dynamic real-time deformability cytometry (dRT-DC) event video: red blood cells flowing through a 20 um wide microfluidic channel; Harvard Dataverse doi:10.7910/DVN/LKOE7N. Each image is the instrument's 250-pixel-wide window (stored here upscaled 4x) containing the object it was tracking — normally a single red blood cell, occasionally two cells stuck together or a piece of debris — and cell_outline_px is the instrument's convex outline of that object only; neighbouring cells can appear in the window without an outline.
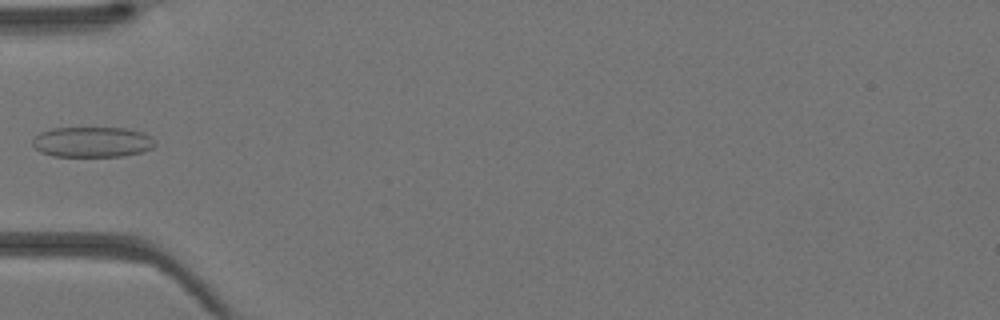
{"species": "Egyptian fruit bat (a non-hibernating species)", "species_latin": "Rousettus aegyptiacus", "temperature_condition": "warm", "stored_images_in_passage": 7, "camera_frame_rate_fps": 3000, "um_per_image_px": 0.085, "animal": {"sex": "female"}, "frame": {"image": 1, "passage_image": 1, "time_ms": 0.0, "image_size_px": [1000, 320], "cell_outline_px": [[156, 144], [152, 148], [144, 152], [124, 156], [52, 156], [40, 152], [32, 144], [32, 140], [40, 132], [52, 128], [128, 128], [144, 132], [152, 136], [156, 140]], "centroid_in_image_um": [7.9, 12.07], "position_along_channel_um": 77.1, "area_um2": 22.02}}
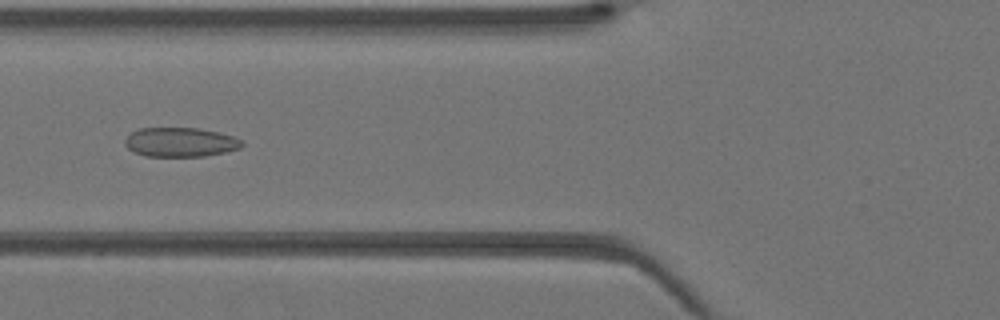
{"frame": {"image": 2, "passage_image": 3, "time_ms": 0.667, "image_size_px": [1000, 320], "cell_outline_px": [[244, 144], [240, 148], [224, 152], [204, 156], [144, 156], [132, 152], [124, 144], [124, 140], [136, 128], [196, 128], [216, 132], [232, 136], [244, 140]], "centroid_in_image_um": [15.3, 12.09], "position_along_channel_um": 110.5, "area_um2": 20.0}}
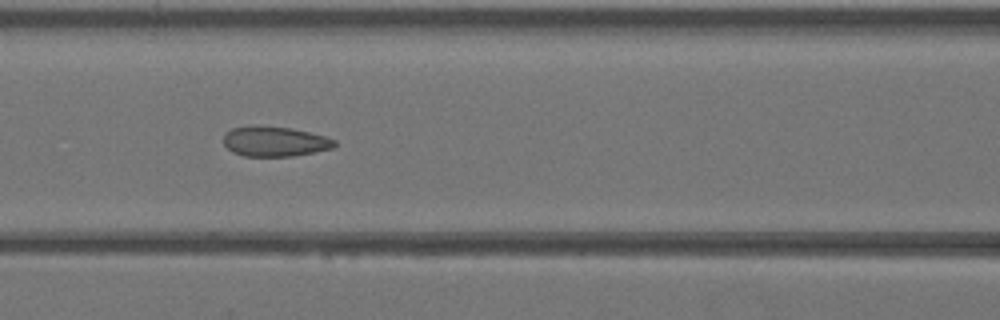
{"frame": {"image": 3, "passage_image": 5, "time_ms": 1.333, "image_size_px": [1000, 320], "cell_outline_px": [[336, 144], [332, 148], [292, 156], [244, 156], [232, 152], [224, 144], [224, 136], [232, 128], [256, 124], [292, 128], [324, 136], [336, 140]], "centroid_in_image_um": [23.33, 12.01], "position_along_channel_um": 143.3, "area_um2": 19.42}}